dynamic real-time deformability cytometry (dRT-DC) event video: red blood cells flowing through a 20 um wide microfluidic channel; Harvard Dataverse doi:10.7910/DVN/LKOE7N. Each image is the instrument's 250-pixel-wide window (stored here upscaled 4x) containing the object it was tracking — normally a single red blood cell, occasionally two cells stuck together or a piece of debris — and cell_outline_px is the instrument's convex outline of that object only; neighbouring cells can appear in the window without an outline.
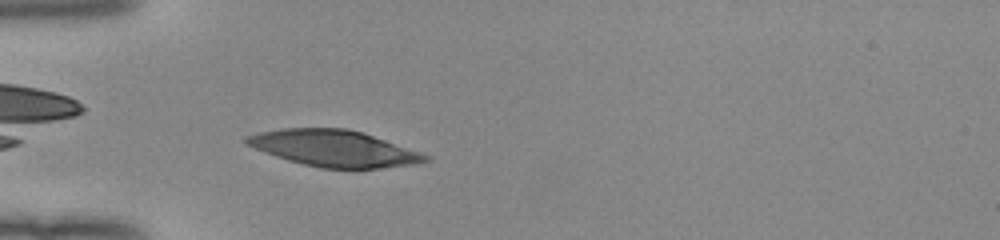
{"species": "human", "species_latin": "Homo sapiens", "temperature_condition": "room temperature", "stored_images_in_passage": 39, "camera_frame_rate_fps": 3000, "um_per_image_px": 0.085, "donor": {"sex": "female"}, "frame": {"image": 1, "passage_image": 4, "time_ms": 1.0, "image_size_px": [1000, 240], "cell_outline_px": [[432, 160], [416, 164], [380, 168], [320, 168], [288, 160], [264, 152], [244, 144], [244, 136], [260, 132], [284, 128], [348, 128], [364, 132], [432, 156]], "centroid_in_image_um": [28.42, 12.6], "position_along_channel_um": 56.6, "area_um2": 38.09}}
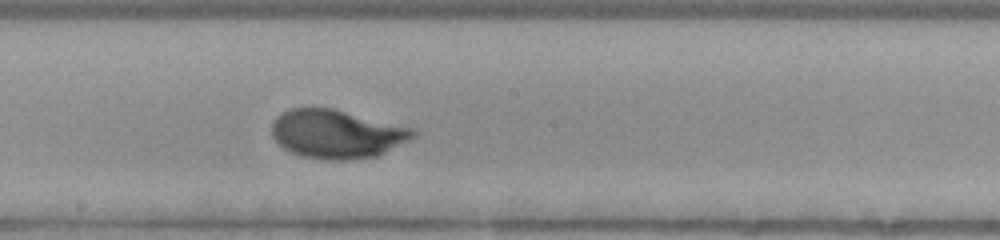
{"frame": {"image": 2, "passage_image": 17, "time_ms": 5.333, "image_size_px": [1000, 240], "cell_outline_px": [[420, 132], [416, 136], [376, 156], [344, 160], [328, 160], [304, 156], [288, 152], [272, 136], [272, 124], [276, 116], [288, 108], [332, 108], [412, 128]], "centroid_in_image_um": [28.59, 11.38], "position_along_channel_um": 219.6, "area_um2": 39.71}}
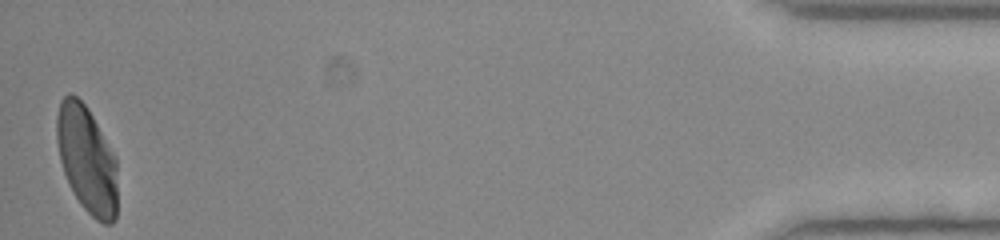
{"frame": {"image": 3, "passage_image": 39, "time_ms": 12.667, "image_size_px": [1000, 240], "cell_outline_px": [[116, 220], [112, 224], [104, 224], [96, 220], [80, 204], [68, 184], [60, 160], [56, 136], [56, 116], [60, 100], [68, 92], [76, 96], [88, 108], [116, 156]], "centroid_in_image_um": [7.37, 13.54], "position_along_channel_um": 427.8, "area_um2": 38.09}, "authors_computed_cell_mechanics": {"area_um2": 37.9746, "velocity_mm_per_s": 3.9784, "shape_relaxation_time_tau1_ms": 3.3483, "shape_relaxation_time_tau2_ms": null, "deformation_change_tau1": 0.2002, "deformation_change_tau2": null}}